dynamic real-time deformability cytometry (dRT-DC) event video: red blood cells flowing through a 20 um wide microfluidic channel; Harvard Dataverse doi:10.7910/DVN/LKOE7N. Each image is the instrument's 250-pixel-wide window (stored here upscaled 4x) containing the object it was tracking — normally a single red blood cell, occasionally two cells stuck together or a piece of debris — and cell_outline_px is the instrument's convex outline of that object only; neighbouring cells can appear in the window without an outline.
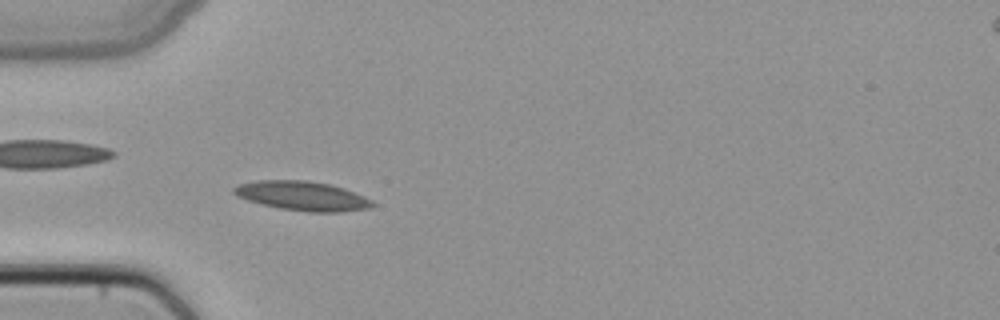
{"species": "common noctule bat (a hibernating species)", "species_latin": "Nyctalus noctula", "temperature_condition": "cold", "stored_images_in_passage": 6, "segment_of_instrument_passage": [1, 2], "camera_frame_rate_fps": 3000, "um_per_image_px": 0.085, "animal": {"sex": "female", "body_mass_g": 22.7, "forearm_length_mm": 54.2}, "frame": {"image": 1, "passage_image": 5, "time_ms": 1.333, "image_size_px": [1000, 320], "cell_outline_px": [[376, 204], [372, 208], [340, 212], [308, 212], [280, 208], [260, 204], [248, 200], [232, 192], [232, 188], [240, 184], [256, 180], [308, 180], [332, 184], [344, 188], [364, 196], [372, 200]], "centroid_in_image_um": [25.75, 16.65], "position_along_channel_um": 59.3, "area_um2": 23.81}}